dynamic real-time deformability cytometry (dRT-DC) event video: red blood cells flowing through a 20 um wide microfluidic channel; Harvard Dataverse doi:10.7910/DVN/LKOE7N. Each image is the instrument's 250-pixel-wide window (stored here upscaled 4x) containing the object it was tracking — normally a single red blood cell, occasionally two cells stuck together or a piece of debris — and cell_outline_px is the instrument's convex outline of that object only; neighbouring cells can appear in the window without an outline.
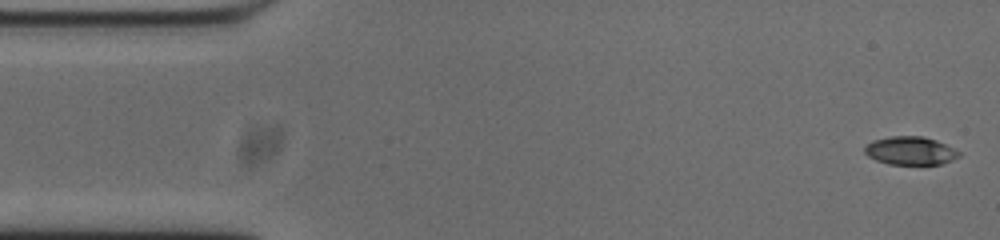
{"species": "common noctule bat (a hibernating species)", "species_latin": "Nyctalus noctula", "temperature_condition": "cold", "stored_images_in_passage": 53, "camera_frame_rate_fps": 3000, "um_per_image_px": 0.085, "animal": {"sex": "male", "body_mass_g": 20.0, "forearm_length_mm": 53.3}, "frame": {"image": 1, "passage_image": 1, "time_ms": 0.0, "image_size_px": [1000, 240], "cell_outline_px": [[960, 156], [952, 160], [940, 164], [888, 164], [876, 160], [868, 156], [864, 152], [864, 148], [872, 140], [892, 136], [924, 136], [936, 140], [960, 152]], "centroid_in_image_um": [77.36, 12.81], "position_along_channel_um": 7.6, "area_um2": 15.43}}
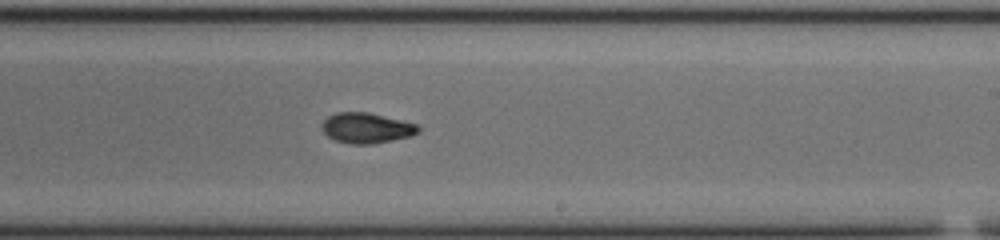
{"frame": {"image": 2, "passage_image": 30, "time_ms": 9.667, "image_size_px": [1000, 240], "cell_outline_px": [[420, 132], [412, 136], [372, 144], [348, 144], [336, 140], [328, 136], [320, 128], [320, 124], [328, 116], [336, 112], [368, 112], [416, 124], [420, 128]], "centroid_in_image_um": [31.13, 10.88], "position_along_channel_um": 257.9, "area_um2": 17.11}}
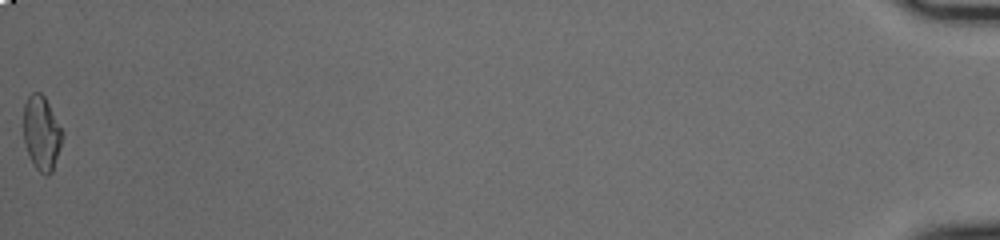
{"frame": {"image": 3, "passage_image": 53, "time_ms": 17.333, "image_size_px": [1000, 240], "cell_outline_px": [[64, 136], [52, 172], [48, 176], [44, 176], [32, 164], [24, 140], [24, 104], [28, 96], [32, 92], [40, 92], [44, 96], [64, 132]], "centroid_in_image_um": [3.55, 11.33], "position_along_channel_um": 431.7, "area_um2": 16.88}, "authors_computed_cell_mechanics": {"area_um2": 16.8198, "velocity_mm_per_s": 3.7496, "shape_relaxation_time_tau1_ms": 5.7138, "shape_relaxation_time_tau2_ms": 3.6913, "deformation_change_tau1": 0.1799, "deformation_change_tau2": 0.0838}}